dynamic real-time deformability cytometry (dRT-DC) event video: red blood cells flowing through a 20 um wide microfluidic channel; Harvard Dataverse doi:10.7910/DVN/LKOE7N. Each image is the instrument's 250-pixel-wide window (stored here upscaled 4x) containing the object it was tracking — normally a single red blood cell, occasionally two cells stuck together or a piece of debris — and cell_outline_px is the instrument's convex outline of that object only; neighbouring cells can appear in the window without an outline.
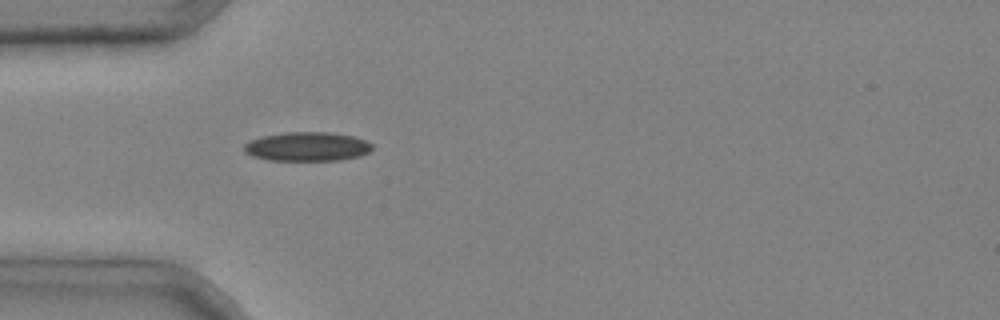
{"species": "common noctule bat (a hibernating species)", "species_latin": "Nyctalus noctula", "temperature_condition": "cold", "stored_images_in_passage": 3, "camera_frame_rate_fps": 3000, "um_per_image_px": 0.085, "animal": {"sex": "male", "body_mass_g": 20.4}, "frame": {"image": 1, "passage_image": 3, "time_ms": 0.667, "image_size_px": [1000, 320], "cell_outline_px": [[372, 148], [368, 152], [360, 156], [340, 160], [268, 160], [252, 156], [244, 152], [244, 144], [252, 140], [264, 136], [288, 132], [328, 132], [352, 136], [364, 140], [372, 144]], "centroid_in_image_um": [26.11, 12.46], "position_along_channel_um": 58.9, "area_um2": 21.5}}